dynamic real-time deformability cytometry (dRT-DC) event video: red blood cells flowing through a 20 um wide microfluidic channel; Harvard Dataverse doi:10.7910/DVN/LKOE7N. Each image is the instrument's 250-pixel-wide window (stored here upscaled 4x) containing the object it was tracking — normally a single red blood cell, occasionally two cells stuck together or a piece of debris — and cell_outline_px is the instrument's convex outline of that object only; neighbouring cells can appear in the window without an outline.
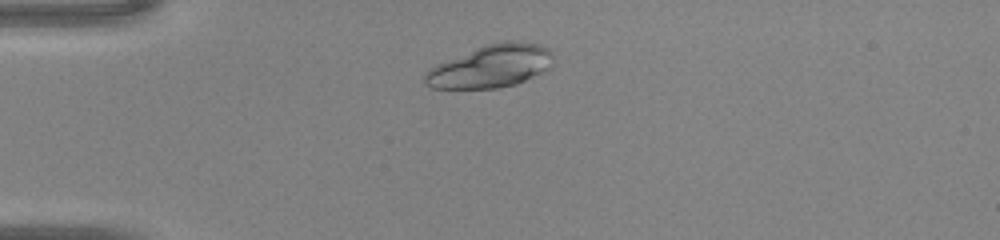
{"species": "common noctule bat (a hibernating species)", "species_latin": "Nyctalus noctula", "temperature_condition": "warm", "stored_images_in_passage": 38, "camera_frame_rate_fps": 3000, "um_per_image_px": 0.085, "animal": {"sex": "male", "body_mass_g": 20.0, "forearm_length_mm": 53.3}, "frame": {"image": 1, "passage_image": 5, "time_ms": 1.333, "image_size_px": [1000, 240], "cell_outline_px": [[552, 64], [548, 68], [516, 84], [496, 88], [432, 88], [424, 84], [424, 72], [428, 68], [436, 64], [476, 48], [488, 44], [508, 40], [520, 40], [540, 44], [548, 48], [552, 52]], "centroid_in_image_um": [41.7, 5.62], "position_along_channel_um": 43.3, "area_um2": 31.85}}